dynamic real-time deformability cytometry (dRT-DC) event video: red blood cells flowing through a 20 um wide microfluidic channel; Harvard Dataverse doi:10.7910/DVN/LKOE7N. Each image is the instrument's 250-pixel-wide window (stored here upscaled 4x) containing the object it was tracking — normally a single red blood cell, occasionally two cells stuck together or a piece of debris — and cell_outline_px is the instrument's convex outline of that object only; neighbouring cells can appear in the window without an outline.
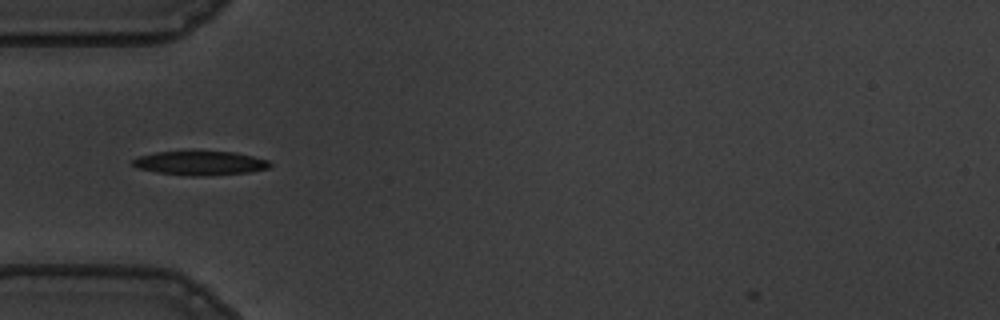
{"species": "common noctule bat (a hibernating species)", "species_latin": "Nyctalus noctula", "temperature_condition": "warm", "stored_images_in_passage": 33, "camera_frame_rate_fps": 3000, "um_per_image_px": 0.085, "animal": {"sex": "male", "body_mass_g": 19.5, "forearm_length_mm": 54.6}, "frame": {"image": 1, "passage_image": 1, "time_ms": 0.0, "image_size_px": [1000, 320], "cell_outline_px": [[272, 164], [268, 168], [248, 172], [200, 176], [192, 176], [156, 172], [136, 168], [132, 164], [132, 160], [140, 156], [156, 152], [236, 152], [268, 160]], "centroid_in_image_um": [17.0, 13.87], "position_along_channel_um": 68.0, "area_um2": 18.96}}
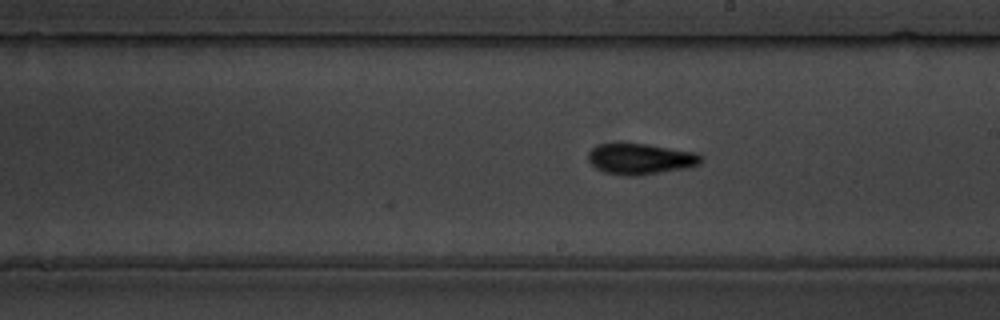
{"frame": {"image": 2, "passage_image": 15, "time_ms": 4.667, "image_size_px": [1000, 320], "cell_outline_px": [[704, 160], [700, 164], [688, 168], [640, 176], [624, 176], [604, 172], [596, 168], [588, 160], [588, 152], [592, 148], [600, 144], [648, 144], [696, 152], [704, 156]], "centroid_in_image_um": [54.5, 13.52], "position_along_channel_um": 234.5, "area_um2": 20.58}}
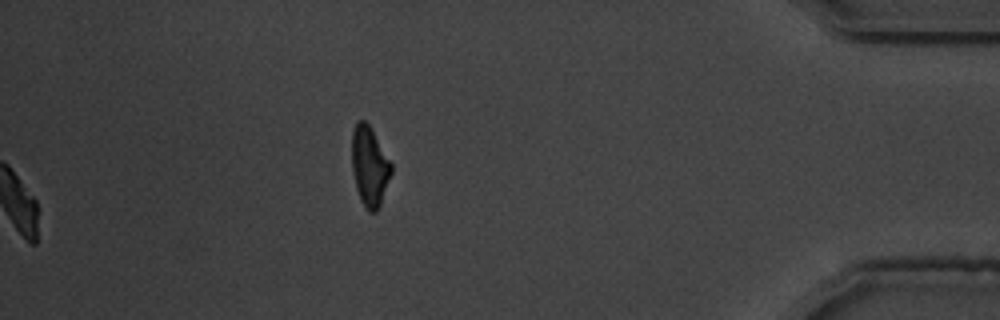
{"frame": {"image": 3, "passage_image": 33, "time_ms": 10.667, "image_size_px": [1000, 320], "cell_outline_px": [[392, 172], [380, 204], [376, 212], [368, 212], [360, 200], [356, 188], [352, 168], [352, 132], [356, 120], [364, 120], [372, 128], [392, 164]], "centroid_in_image_um": [31.4, 14.11], "position_along_channel_um": 403.8, "area_um2": 18.38}, "authors_computed_cell_mechanics": {"area_um2": 18.9584, "velocity_mm_per_s": 3.5723, "shape_relaxation_time_tau1_ms": 4.2909, "shape_relaxation_time_tau2_ms": 3.3527, "deformation_change_tau1": 0.1664, "deformation_change_tau2": 0.0929}}